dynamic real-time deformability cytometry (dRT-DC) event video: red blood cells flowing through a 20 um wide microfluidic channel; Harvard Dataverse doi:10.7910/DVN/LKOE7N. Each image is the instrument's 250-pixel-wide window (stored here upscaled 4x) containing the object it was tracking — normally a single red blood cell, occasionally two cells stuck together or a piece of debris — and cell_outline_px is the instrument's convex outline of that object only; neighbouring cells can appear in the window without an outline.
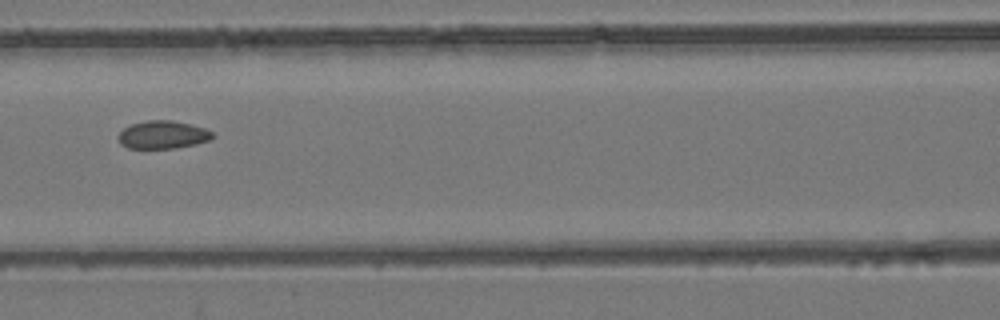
{"species": "common noctule bat (a hibernating species)", "species_latin": "Nyctalus noctula", "temperature_condition": "room temperature", "stored_images_in_passage": 6, "camera_frame_rate_fps": 3000, "um_per_image_px": 0.085, "animal": {"sex": "female", "body_mass_g": 24.6, "forearm_length_mm": 56.2}, "frame": {"image": 1, "passage_image": 6, "time_ms": 1.667, "image_size_px": [1000, 320], "cell_outline_px": [[216, 136], [208, 140], [196, 144], [176, 148], [128, 148], [120, 144], [116, 136], [124, 128], [132, 124], [148, 120], [172, 120], [192, 124], [204, 128], [212, 132]], "centroid_in_image_um": [13.83, 11.45], "position_along_channel_um": 152.8, "area_um2": 15.43}}